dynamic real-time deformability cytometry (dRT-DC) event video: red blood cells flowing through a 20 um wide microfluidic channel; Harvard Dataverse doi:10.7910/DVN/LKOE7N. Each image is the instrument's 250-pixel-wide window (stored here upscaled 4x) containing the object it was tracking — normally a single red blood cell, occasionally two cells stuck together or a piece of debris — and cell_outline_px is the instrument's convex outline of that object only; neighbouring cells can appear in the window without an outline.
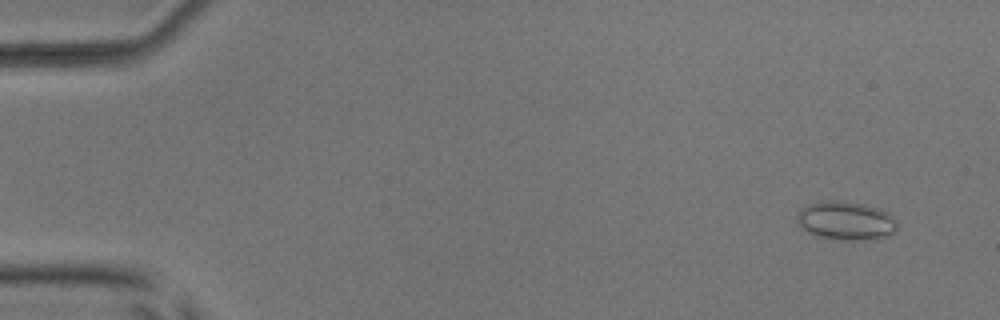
{"species": "common noctule bat (a hibernating species)", "species_latin": "Nyctalus noctula", "temperature_condition": "room temperature", "stored_images_in_passage": 7, "camera_frame_rate_fps": 3000, "um_per_image_px": 0.085, "animal": {"sex": "male", "body_mass_g": 17.9, "forearm_length_mm": 54.2}, "frame": {"image": 1, "passage_image": 1, "time_ms": 0.0, "image_size_px": [1000, 320], "cell_outline_px": [[896, 232], [876, 240], [832, 240], [812, 236], [796, 220], [796, 216], [800, 208], [808, 204], [832, 200], [836, 200], [864, 204], [880, 208], [892, 216], [896, 220]], "centroid_in_image_um": [71.9, 18.78], "position_along_channel_um": 13.1, "area_um2": 22.95}}
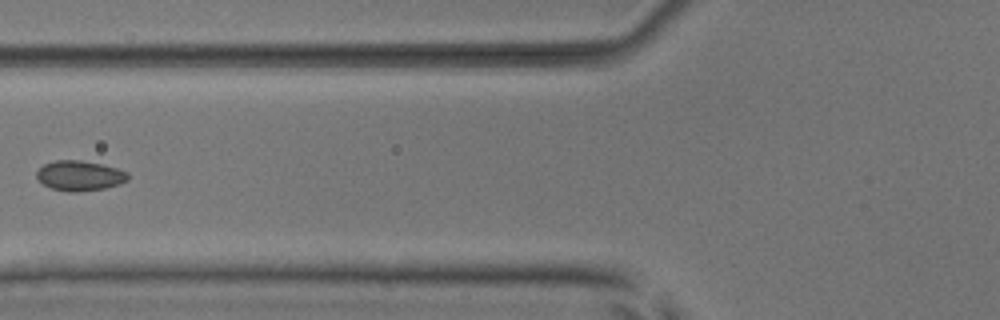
{"frame": {"image": 2, "passage_image": 6, "time_ms": 6.0, "image_size_px": [1000, 320], "cell_outline_px": [[128, 180], [120, 184], [104, 188], [76, 192], [68, 192], [52, 188], [44, 184], [36, 176], [36, 172], [44, 164], [56, 160], [80, 160], [100, 164], [116, 168], [128, 172]], "centroid_in_image_um": [6.78, 14.93], "position_along_channel_um": 119.0, "area_um2": 15.84}}
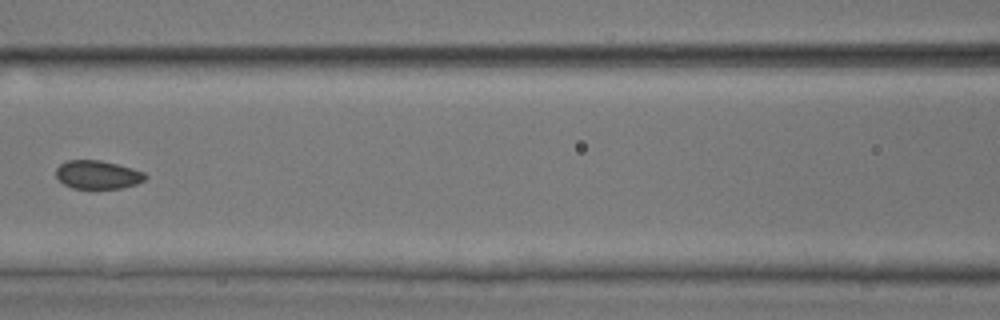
{"frame": {"image": 3, "passage_image": 7, "time_ms": 7.0, "image_size_px": [1000, 320], "cell_outline_px": [[148, 176], [144, 180], [136, 184], [120, 188], [72, 188], [64, 184], [56, 176], [56, 168], [60, 164], [68, 160], [100, 160], [132, 168], [144, 172]], "centroid_in_image_um": [8.3, 14.84], "position_along_channel_um": 158.3, "area_um2": 14.68}}